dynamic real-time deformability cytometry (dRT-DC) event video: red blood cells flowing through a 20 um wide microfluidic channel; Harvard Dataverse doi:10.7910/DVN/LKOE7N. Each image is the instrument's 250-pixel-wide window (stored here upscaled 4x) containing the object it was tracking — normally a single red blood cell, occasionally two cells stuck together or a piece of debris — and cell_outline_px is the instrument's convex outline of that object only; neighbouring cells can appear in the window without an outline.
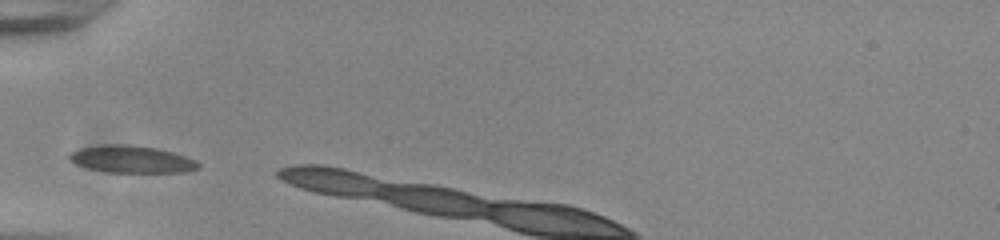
{"species": "common noctule bat (a hibernating species)", "species_latin": "Nyctalus noctula", "temperature_condition": "room temperature", "stored_images_in_passage": 3, "camera_frame_rate_fps": 3000, "um_per_image_px": 0.085, "animal": {"sex": "male", "body_mass_g": 20.0, "forearm_length_mm": 53.3}, "frame": {"image": 1, "passage_image": 1, "time_ms": 0.0, "image_size_px": [1000, 240], "cell_outline_px": [[200, 168], [184, 172], [108, 172], [88, 168], [76, 164], [68, 160], [68, 156], [72, 152], [80, 148], [108, 144], [124, 144], [156, 148], [172, 152], [196, 160], [200, 164]], "centroid_in_image_um": [11.18, 13.54], "position_along_channel_um": 73.8, "area_um2": 20.29}}